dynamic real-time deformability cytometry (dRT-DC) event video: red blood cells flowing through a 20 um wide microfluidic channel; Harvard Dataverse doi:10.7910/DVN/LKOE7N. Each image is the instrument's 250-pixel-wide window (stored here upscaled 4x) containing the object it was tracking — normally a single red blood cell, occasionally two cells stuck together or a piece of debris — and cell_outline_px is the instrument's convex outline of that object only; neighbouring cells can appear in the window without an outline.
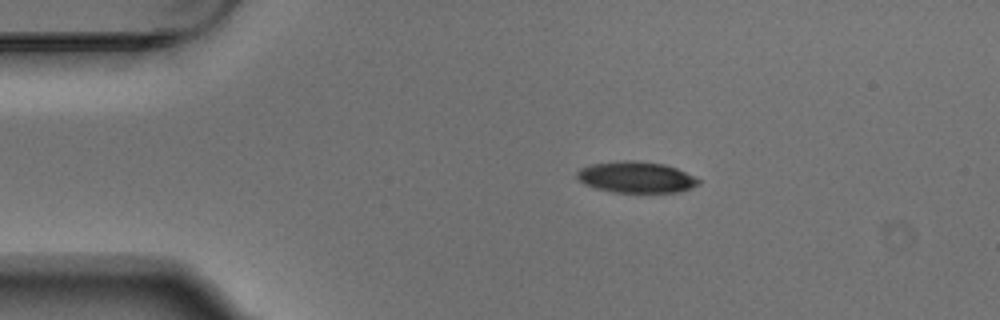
{"species": "Egyptian fruit bat (a non-hibernating species)", "species_latin": "Rousettus aegyptiacus", "temperature_condition": "warm", "stored_images_in_passage": 4, "camera_frame_rate_fps": 3000, "um_per_image_px": 0.085, "animal": {"sex": "male"}, "frame": {"image": 1, "passage_image": 1, "time_ms": 0.0, "image_size_px": [1000, 320], "cell_outline_px": [[700, 184], [680, 192], [612, 192], [596, 188], [584, 184], [576, 176], [576, 172], [580, 168], [588, 164], [620, 160], [636, 160], [664, 164], [676, 168], [700, 180]], "centroid_in_image_um": [54.03, 15.05], "position_along_channel_um": 31.0, "area_um2": 22.2}}
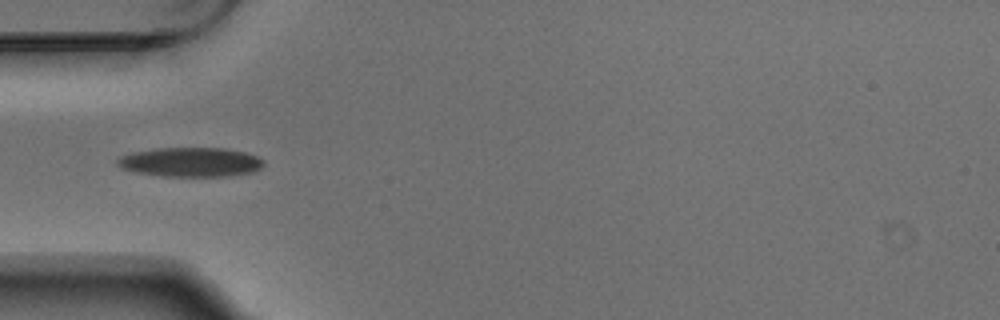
{"frame": {"image": 2, "passage_image": 3, "time_ms": 0.667, "image_size_px": [1000, 320], "cell_outline_px": [[264, 164], [260, 168], [252, 172], [228, 176], [160, 176], [136, 172], [120, 168], [116, 164], [116, 160], [120, 156], [132, 152], [156, 148], [224, 148], [244, 152], [256, 156], [264, 160]], "centroid_in_image_um": [16.16, 13.78], "position_along_channel_um": 68.8, "area_um2": 25.09}}
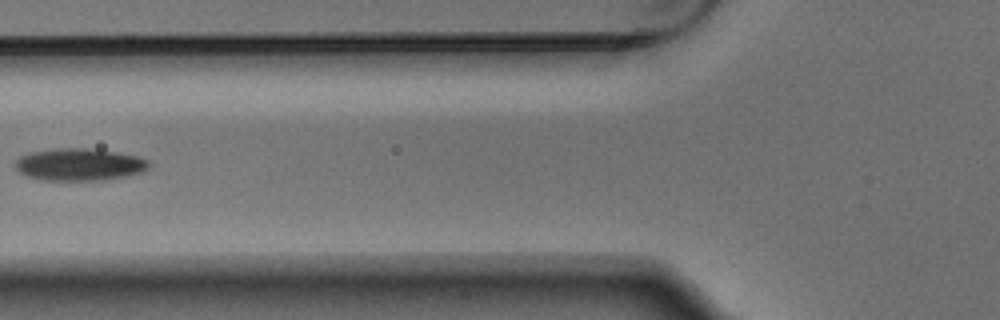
{"frame": {"image": 3, "passage_image": 4, "time_ms": 1.0, "image_size_px": [1000, 320], "cell_outline_px": [[148, 168], [144, 172], [104, 180], [40, 180], [28, 176], [20, 172], [16, 168], [16, 160], [20, 156], [28, 152], [56, 148], [84, 148], [116, 152], [136, 156], [148, 160]], "centroid_in_image_um": [6.72, 13.98], "position_along_channel_um": 119.1, "area_um2": 25.03}}